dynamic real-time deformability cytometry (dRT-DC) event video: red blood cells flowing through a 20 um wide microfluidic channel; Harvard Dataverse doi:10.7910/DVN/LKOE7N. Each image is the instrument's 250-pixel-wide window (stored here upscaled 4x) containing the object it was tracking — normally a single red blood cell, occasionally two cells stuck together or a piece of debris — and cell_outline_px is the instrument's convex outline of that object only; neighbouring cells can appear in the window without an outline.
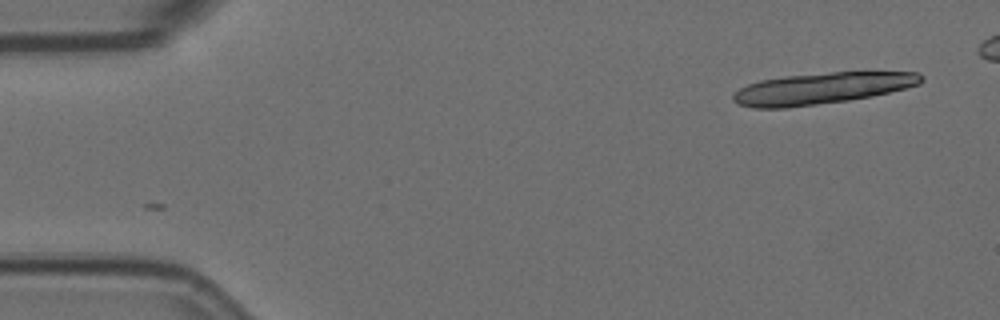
{"species": "Egyptian fruit bat (a non-hibernating species)", "species_latin": "Rousettus aegyptiacus", "temperature_condition": "room temperature", "stored_images_in_passage": 2, "camera_frame_rate_fps": 3000, "um_per_image_px": 0.085, "animal": {"sex": "female"}, "frame": {"image": 1, "passage_image": 2, "time_ms": 0.333, "image_size_px": [1000, 320], "cell_outline_px": [[924, 80], [920, 84], [872, 96], [848, 100], [788, 108], [752, 108], [736, 104], [732, 100], [732, 96], [740, 88], [748, 84], [760, 80], [784, 76], [832, 72], [916, 72], [924, 76]], "centroid_in_image_um": [69.82, 7.51], "position_along_channel_um": 15.2, "area_um2": 34.39}}